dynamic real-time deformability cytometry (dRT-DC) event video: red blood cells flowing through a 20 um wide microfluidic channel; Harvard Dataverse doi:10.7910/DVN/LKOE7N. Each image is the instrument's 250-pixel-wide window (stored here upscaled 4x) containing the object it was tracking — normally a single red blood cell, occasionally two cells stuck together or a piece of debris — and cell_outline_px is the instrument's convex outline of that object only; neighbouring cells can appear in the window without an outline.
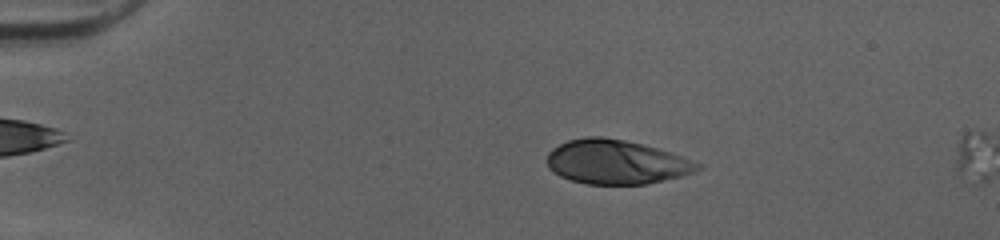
{"species": "human", "species_latin": "Homo sapiens", "temperature_condition": "cold", "stored_images_in_passage": 16, "camera_frame_rate_fps": 3000, "um_per_image_px": 0.085, "donor": {"sex": "female"}, "frame": {"image": 1, "passage_image": 10, "time_ms": 3.0, "image_size_px": [1000, 240], "cell_outline_px": [[704, 168], [696, 172], [684, 176], [644, 184], [588, 184], [572, 180], [560, 176], [552, 172], [548, 168], [548, 152], [552, 148], [568, 140], [588, 136], [604, 136], [644, 144], [704, 164]], "centroid_in_image_um": [52.41, 13.77], "position_along_channel_um": 32.6, "area_um2": 38.96}}